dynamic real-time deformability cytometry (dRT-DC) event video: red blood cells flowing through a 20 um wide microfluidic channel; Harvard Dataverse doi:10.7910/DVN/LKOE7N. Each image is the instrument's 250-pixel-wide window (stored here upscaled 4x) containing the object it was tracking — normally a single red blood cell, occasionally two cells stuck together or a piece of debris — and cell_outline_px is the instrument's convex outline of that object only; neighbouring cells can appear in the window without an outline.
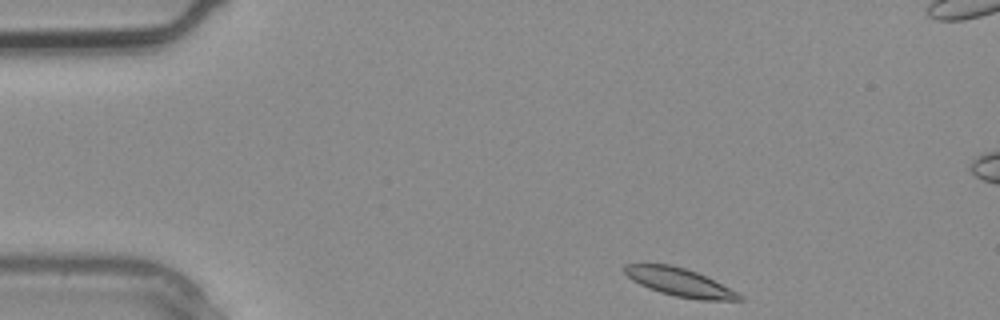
{"species": "common noctule bat (a hibernating species)", "species_latin": "Nyctalus noctula", "temperature_condition": "warm", "stored_images_in_passage": 3, "camera_frame_rate_fps": 3000, "um_per_image_px": 0.085, "animal": {"sex": "male", "body_mass_g": 20.4}, "frame": {"image": 1, "passage_image": 1, "time_ms": 0.0, "image_size_px": [1000, 320], "cell_outline_px": [[744, 300], [700, 300], [676, 296], [660, 292], [648, 288], [632, 280], [624, 272], [624, 264], [672, 264], [696, 272], [744, 296]], "centroid_in_image_um": [57.74, 23.99], "position_along_channel_um": 27.3, "area_um2": 18.44}}